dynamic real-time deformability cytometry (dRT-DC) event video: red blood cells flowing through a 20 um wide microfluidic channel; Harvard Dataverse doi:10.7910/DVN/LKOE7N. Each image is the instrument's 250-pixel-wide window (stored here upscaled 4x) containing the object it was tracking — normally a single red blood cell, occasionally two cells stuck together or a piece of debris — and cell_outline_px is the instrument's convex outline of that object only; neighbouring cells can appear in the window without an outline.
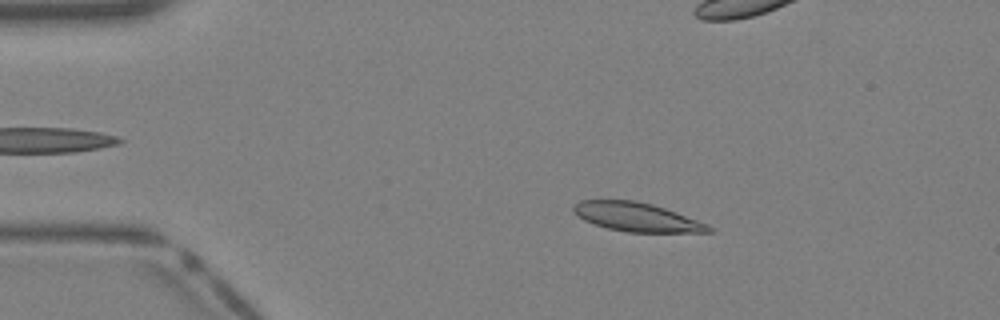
{"species": "Egyptian fruit bat (a non-hibernating species)", "species_latin": "Rousettus aegyptiacus", "temperature_condition": "warm", "stored_images_in_passage": 40, "camera_frame_rate_fps": 3000, "um_per_image_px": 0.085, "animal": {"sex": "female"}, "frame": {"image": 1, "passage_image": 7, "time_ms": 2.0, "image_size_px": [1000, 320], "cell_outline_px": [[712, 232], [628, 232], [608, 228], [584, 220], [572, 212], [572, 204], [580, 200], [636, 200], [652, 204], [676, 212], [708, 224], [712, 228]], "centroid_in_image_um": [54.09, 18.43], "position_along_channel_um": 30.9, "area_um2": 22.66}}
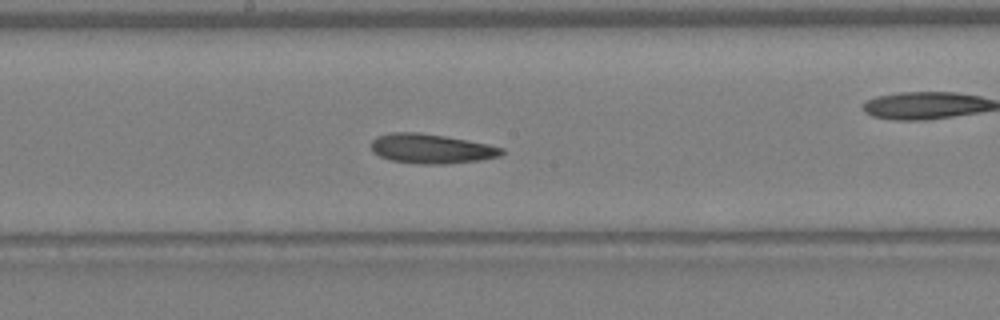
{"frame": {"image": 2, "passage_image": 21, "time_ms": 6.667, "image_size_px": [1000, 320], "cell_outline_px": [[504, 152], [500, 156], [480, 160], [444, 164], [420, 164], [392, 160], [380, 156], [372, 152], [372, 140], [376, 136], [388, 132], [420, 132], [444, 136], [488, 144], [504, 148]], "centroid_in_image_um": [36.64, 12.63], "position_along_channel_um": 211.6, "area_um2": 22.48}}
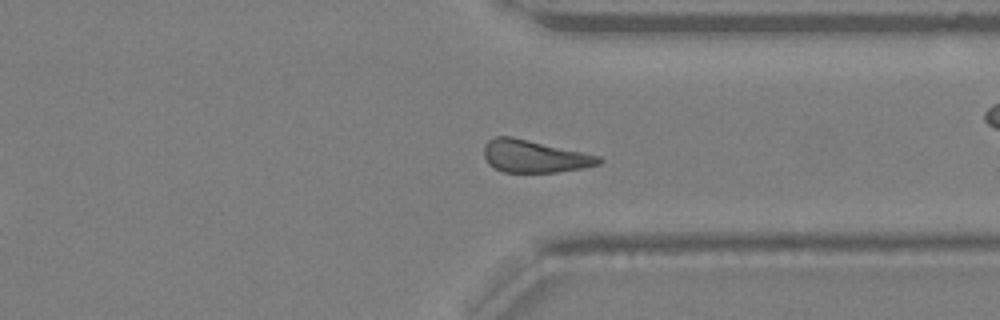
{"frame": {"image": 3, "passage_image": 30, "time_ms": 9.667, "image_size_px": [1000, 320], "cell_outline_px": [[604, 160], [600, 164], [584, 168], [556, 172], [504, 172], [488, 164], [484, 156], [484, 144], [488, 140], [496, 136], [512, 136], [600, 156]], "centroid_in_image_um": [45.42, 13.28], "position_along_channel_um": 366.0, "area_um2": 21.73}}